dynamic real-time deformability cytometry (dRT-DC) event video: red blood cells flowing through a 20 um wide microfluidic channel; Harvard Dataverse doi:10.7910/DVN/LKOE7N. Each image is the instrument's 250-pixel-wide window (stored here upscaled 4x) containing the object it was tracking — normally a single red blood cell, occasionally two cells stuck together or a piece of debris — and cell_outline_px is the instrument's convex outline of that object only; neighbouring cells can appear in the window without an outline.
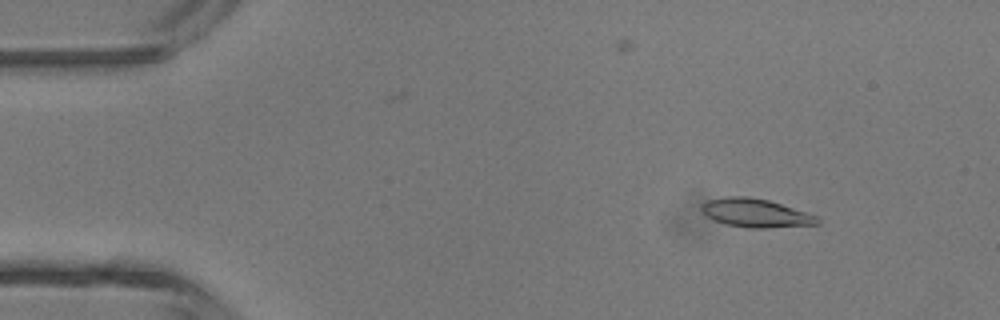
{"species": "common noctule bat (a hibernating species)", "species_latin": "Nyctalus noctula", "temperature_condition": "room temperature", "stored_images_in_passage": 4, "camera_frame_rate_fps": 3000, "um_per_image_px": 0.085, "animal": {"sex": "male", "body_mass_g": 13.3}, "frame": {"image": 1, "passage_image": 1, "time_ms": 0.0, "image_size_px": [1000, 320], "cell_outline_px": [[820, 224], [768, 228], [748, 228], [724, 224], [708, 216], [700, 208], [708, 200], [728, 196], [748, 196], [768, 200], [816, 216], [820, 220]], "centroid_in_image_um": [64.23, 18.11], "position_along_channel_um": 20.8, "area_um2": 18.96}}